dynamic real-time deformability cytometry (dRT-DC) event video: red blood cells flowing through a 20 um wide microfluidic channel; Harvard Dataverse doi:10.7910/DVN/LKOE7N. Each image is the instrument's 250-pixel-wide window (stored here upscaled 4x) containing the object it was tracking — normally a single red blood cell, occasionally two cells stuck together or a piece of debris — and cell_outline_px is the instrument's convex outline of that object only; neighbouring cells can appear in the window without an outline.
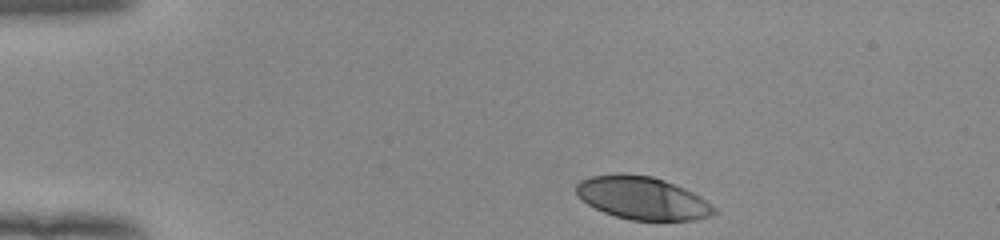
{"species": "human", "species_latin": "Homo sapiens", "temperature_condition": "room temperature", "stored_images_in_passage": 36, "camera_frame_rate_fps": 3000, "um_per_image_px": 0.085, "donor": {"sex": "female"}, "frame": {"image": 1, "passage_image": 1, "time_ms": 0.0, "image_size_px": [1000, 240], "cell_outline_px": [[720, 212], [712, 216], [696, 220], [632, 220], [616, 216], [604, 212], [588, 204], [576, 192], [576, 184], [580, 180], [592, 176], [616, 172], [620, 172], [652, 176], [664, 180], [684, 188], [700, 196], [712, 204]], "centroid_in_image_um": [54.65, 16.83], "position_along_channel_um": 30.4, "area_um2": 34.62}}
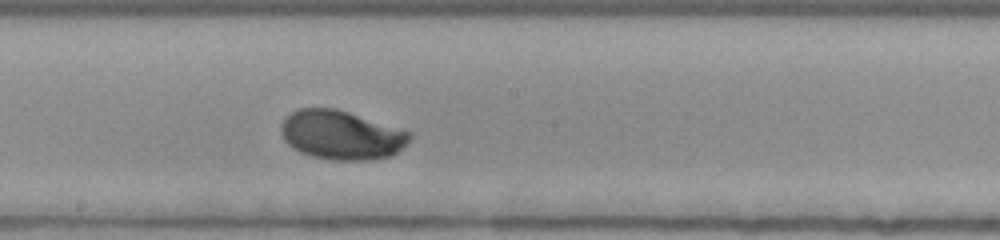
{"frame": {"image": 2, "passage_image": 21, "time_ms": 6.667, "image_size_px": [1000, 240], "cell_outline_px": [[412, 136], [396, 152], [388, 156], [368, 160], [328, 160], [312, 156], [300, 152], [292, 148], [284, 140], [280, 132], [280, 124], [296, 108], [336, 108], [412, 132]], "centroid_in_image_um": [28.96, 11.47], "position_along_channel_um": 219.2, "area_um2": 36.65}}
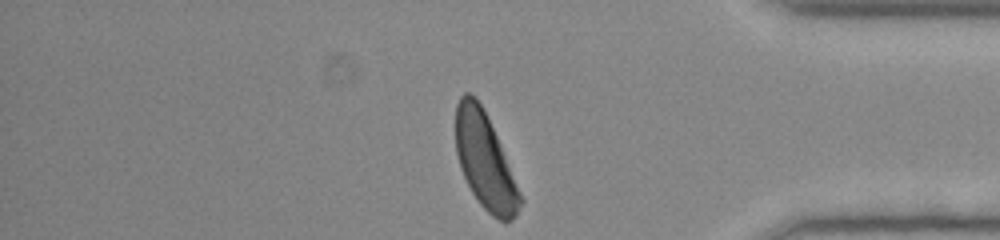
{"frame": {"image": 3, "passage_image": 36, "time_ms": 11.667, "image_size_px": [1000, 240], "cell_outline_px": [[524, 200], [516, 216], [504, 224], [492, 216], [480, 204], [472, 192], [460, 168], [456, 152], [456, 104], [460, 96], [464, 92], [468, 92], [476, 96], [496, 136]], "centroid_in_image_um": [41.22, 13.72], "position_along_channel_um": 394.0, "area_um2": 35.6}, "authors_computed_cell_mechanics": {"area_um2": 35.6915, "velocity_mm_per_s": 3.893, "shape_relaxation_time_tau1_ms": 2.9233, "shape_relaxation_time_tau2_ms": null, "deformation_change_tau1": 0.188, "deformation_change_tau2": null}}